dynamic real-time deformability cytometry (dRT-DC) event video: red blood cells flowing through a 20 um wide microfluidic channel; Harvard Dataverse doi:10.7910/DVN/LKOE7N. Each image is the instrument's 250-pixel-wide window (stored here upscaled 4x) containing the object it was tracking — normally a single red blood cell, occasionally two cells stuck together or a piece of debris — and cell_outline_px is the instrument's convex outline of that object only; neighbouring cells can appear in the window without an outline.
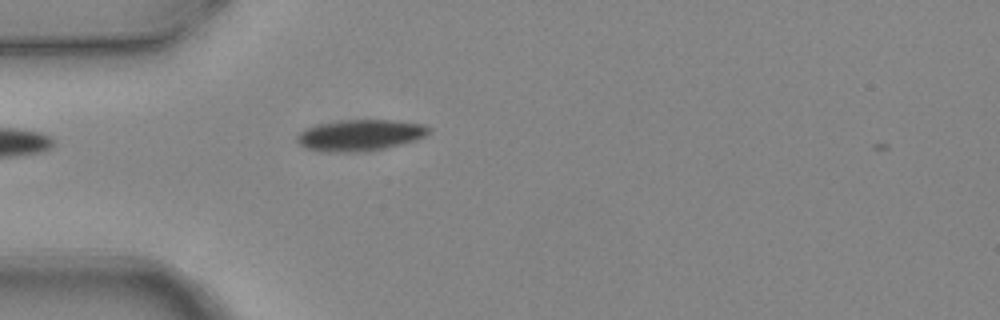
{"species": "common noctule bat (a hibernating species)", "species_latin": "Nyctalus noctula", "temperature_condition": "warm", "stored_images_in_passage": 1, "camera_frame_rate_fps": 3000, "um_per_image_px": 0.085, "animal": {"sex": "female", "body_mass_g": 24.6, "forearm_length_mm": 56.2}, "frame": {"image": 1, "passage_image": 1, "time_ms": 0.0, "image_size_px": [1000, 320], "cell_outline_px": [[432, 132], [416, 140], [384, 148], [352, 152], [344, 152], [304, 148], [296, 140], [296, 136], [304, 128], [316, 124], [340, 120], [396, 120], [424, 124], [432, 128]], "centroid_in_image_um": [30.63, 11.46], "position_along_channel_um": 54.4, "area_um2": 23.93}}